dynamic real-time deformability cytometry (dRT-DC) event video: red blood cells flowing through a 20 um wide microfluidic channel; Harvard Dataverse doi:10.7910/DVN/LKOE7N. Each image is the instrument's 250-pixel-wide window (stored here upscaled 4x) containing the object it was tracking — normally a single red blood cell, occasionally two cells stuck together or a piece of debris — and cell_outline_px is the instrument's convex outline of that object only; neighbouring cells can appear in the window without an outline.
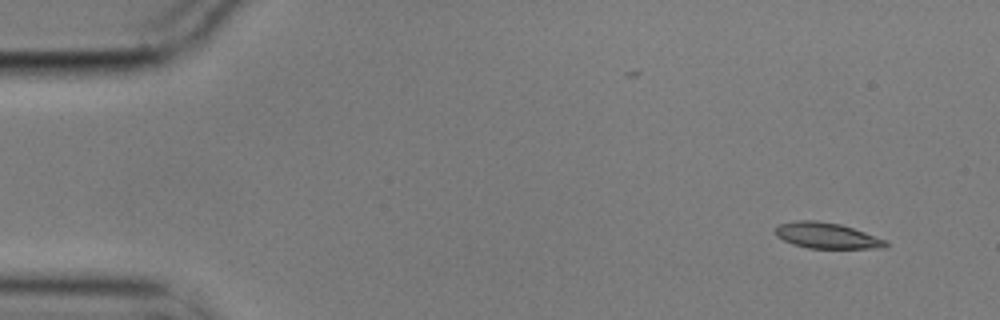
{"species": "common noctule bat (a hibernating species)", "species_latin": "Nyctalus noctula", "temperature_condition": "cold", "stored_images_in_passage": 12, "camera_frame_rate_fps": 3000, "um_per_image_px": 0.085, "animal": {"sex": "male", "body_mass_g": 17.9}, "frame": {"image": 1, "passage_image": 1, "time_ms": 0.0, "image_size_px": [1000, 320], "cell_outline_px": [[888, 244], [884, 248], [808, 248], [792, 244], [776, 236], [776, 224], [796, 220], [816, 220], [840, 224], [888, 240]], "centroid_in_image_um": [70.26, 20.02], "position_along_channel_um": 14.7, "area_um2": 16.65}}
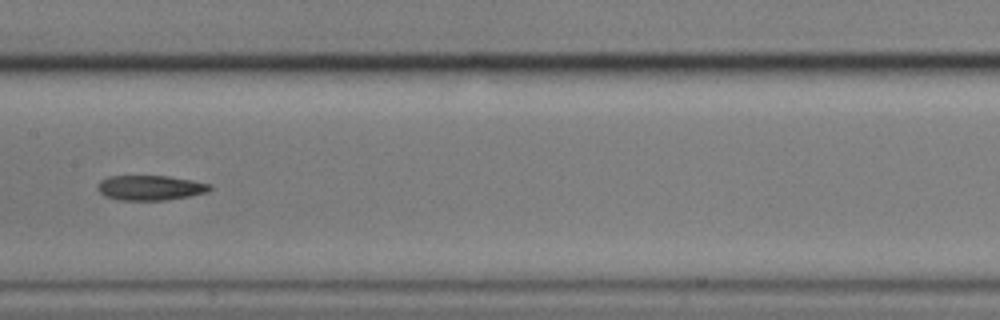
{"frame": {"image": 2, "passage_image": 7, "time_ms": 2.0, "image_size_px": [1000, 320], "cell_outline_px": [[212, 188], [208, 192], [168, 200], [116, 200], [104, 196], [96, 188], [96, 184], [100, 180], [108, 176], [168, 176], [192, 180], [212, 184]], "centroid_in_image_um": [12.74, 15.96], "position_along_channel_um": 194.7, "area_um2": 16.53}}
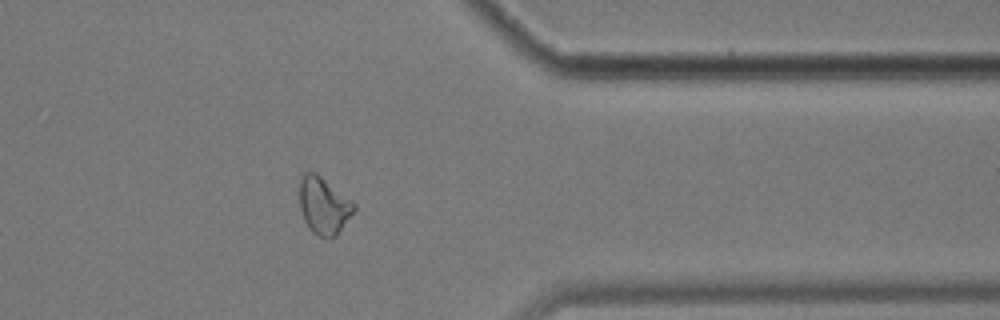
{"frame": {"image": 3, "passage_image": 12, "time_ms": 3.667, "image_size_px": [1000, 320], "cell_outline_px": [[356, 208], [336, 236], [332, 240], [324, 240], [312, 232], [304, 220], [300, 208], [300, 180], [304, 172], [316, 172], [352, 200], [356, 204]], "centroid_in_image_um": [27.52, 17.51], "position_along_channel_um": 383.9, "area_um2": 18.32}}